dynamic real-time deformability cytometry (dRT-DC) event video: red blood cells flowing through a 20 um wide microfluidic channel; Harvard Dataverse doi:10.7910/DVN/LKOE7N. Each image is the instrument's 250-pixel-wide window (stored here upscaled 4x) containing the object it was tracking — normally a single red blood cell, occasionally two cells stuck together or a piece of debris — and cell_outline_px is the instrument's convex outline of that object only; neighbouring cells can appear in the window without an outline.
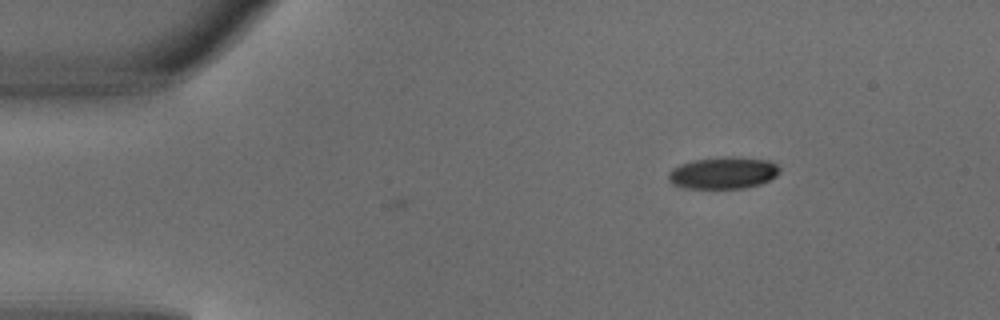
{"species": "common noctule bat (a hibernating species)", "species_latin": "Nyctalus noctula", "temperature_condition": "warm", "stored_images_in_passage": 3, "camera_frame_rate_fps": 3000, "um_per_image_px": 0.085, "animal": {"sex": "male", "body_mass_g": 18.8}, "frame": {"image": 1, "passage_image": 1, "time_ms": 0.0, "image_size_px": [1000, 320], "cell_outline_px": [[780, 172], [776, 176], [760, 184], [744, 188], [688, 188], [672, 184], [668, 180], [668, 172], [672, 168], [680, 164], [692, 160], [724, 156], [732, 156], [768, 160], [776, 164], [780, 168]], "centroid_in_image_um": [61.46, 14.68], "position_along_channel_um": 23.5, "area_um2": 20.81}}
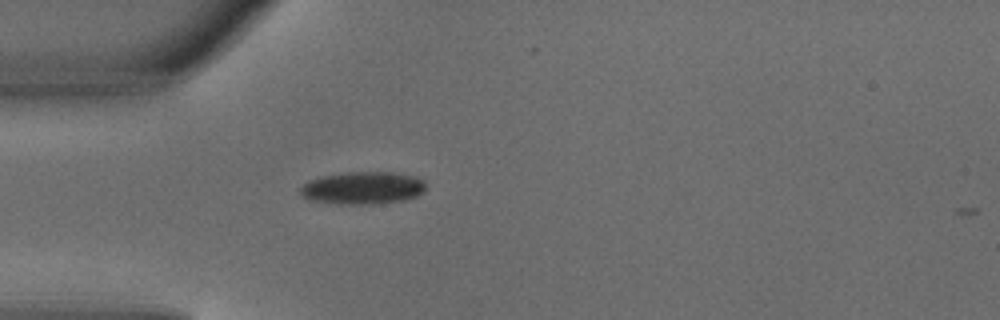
{"frame": {"image": 2, "passage_image": 3, "time_ms": 0.667, "image_size_px": [1000, 320], "cell_outline_px": [[424, 192], [416, 196], [404, 200], [372, 204], [336, 204], [308, 200], [300, 196], [300, 188], [308, 180], [320, 176], [348, 172], [392, 172], [416, 176], [424, 180]], "centroid_in_image_um": [30.8, 15.98], "position_along_channel_um": 54.2, "area_um2": 24.04}}